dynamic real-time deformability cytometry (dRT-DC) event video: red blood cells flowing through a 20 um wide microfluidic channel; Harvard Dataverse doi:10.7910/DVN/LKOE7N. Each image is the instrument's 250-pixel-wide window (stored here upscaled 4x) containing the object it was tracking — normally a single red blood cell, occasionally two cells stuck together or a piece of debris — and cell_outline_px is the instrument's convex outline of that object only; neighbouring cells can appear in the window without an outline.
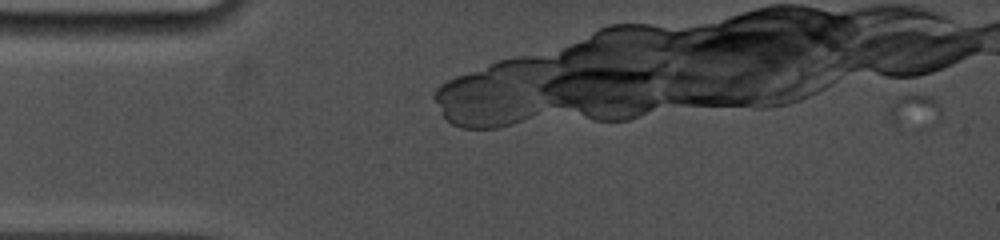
{"species": "common noctule bat (a hibernating species)", "species_latin": "Nyctalus noctula", "temperature_condition": "cold", "stored_images_in_passage": 2, "camera_frame_rate_fps": 5000, "um_per_image_px": 0.085, "animal": {"sex": "female", "body_mass_g": 19.0, "forearm_length_mm": 53.3}, "frame": {"image": 1, "passage_image": 2, "time_ms": 0.6, "image_size_px": [1000, 240], "cell_outline_px": [[940, 120], [900, 128], [896, 128], [892, 124], [888, 116], [888, 108], [896, 100], [912, 92], [916, 92], [932, 96], [940, 104]], "centroid_in_image_um": [77.69, 9.38], "position_along_channel_um": 7.3, "area_um2": 10.23}}